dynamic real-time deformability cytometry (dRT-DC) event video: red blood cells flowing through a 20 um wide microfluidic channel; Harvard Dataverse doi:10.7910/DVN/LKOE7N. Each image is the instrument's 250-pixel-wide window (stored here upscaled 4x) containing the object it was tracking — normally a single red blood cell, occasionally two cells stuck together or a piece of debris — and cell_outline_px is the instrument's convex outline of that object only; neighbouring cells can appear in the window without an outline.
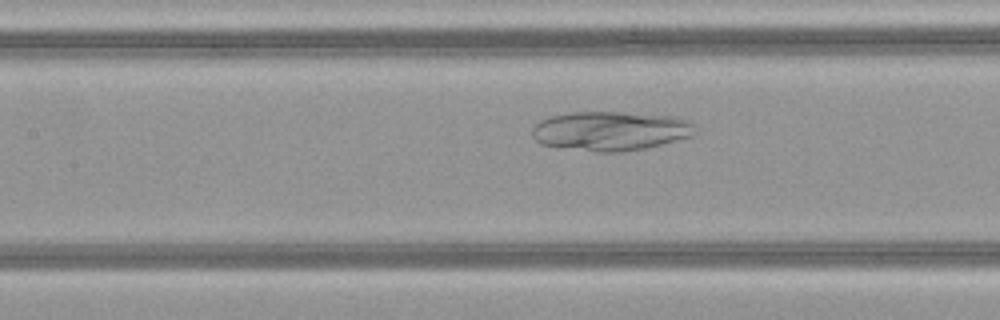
{"species": "common noctule bat (a hibernating species)", "species_latin": "Nyctalus noctula", "temperature_condition": "warm", "stored_images_in_passage": 35, "camera_frame_rate_fps": 3000, "um_per_image_px": 0.085, "animal": {"sex": "female", "body_mass_g": 21.9}, "frame": {"image": 1, "passage_image": 11, "time_ms": 3.333, "image_size_px": [1000, 320], "cell_outline_px": [[696, 132], [692, 136], [644, 148], [620, 152], [600, 152], [540, 144], [532, 136], [532, 128], [540, 120], [548, 116], [568, 112], [620, 112], [672, 116], [688, 120], [692, 124]], "centroid_in_image_um": [51.86, 11.12], "position_along_channel_um": 155.5, "area_um2": 37.11}}
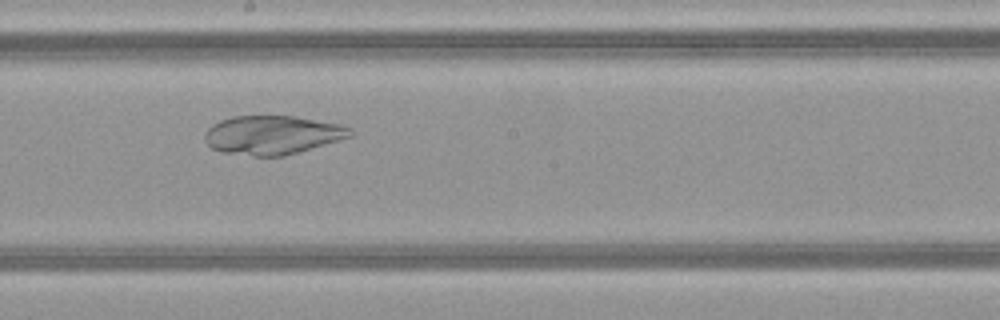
{"frame": {"image": 2, "passage_image": 16, "time_ms": 5.0, "image_size_px": [1000, 320], "cell_outline_px": [[352, 136], [284, 156], [252, 156], [220, 152], [212, 148], [204, 140], [204, 132], [212, 124], [220, 120], [232, 116], [296, 116], [340, 124], [352, 128]], "centroid_in_image_um": [23.12, 11.47], "position_along_channel_um": 225.1, "area_um2": 33.0}}